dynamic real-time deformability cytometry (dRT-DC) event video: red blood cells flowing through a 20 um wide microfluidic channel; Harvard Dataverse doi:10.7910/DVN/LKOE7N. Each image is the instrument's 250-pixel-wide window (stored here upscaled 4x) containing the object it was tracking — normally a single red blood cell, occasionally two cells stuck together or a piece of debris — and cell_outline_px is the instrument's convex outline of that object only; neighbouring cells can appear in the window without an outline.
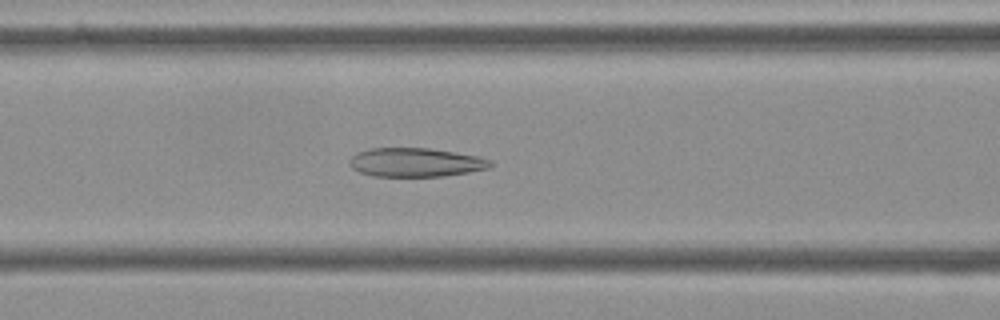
{"species": "Egyptian fruit bat (a non-hibernating species)", "species_latin": "Rousettus aegyptiacus", "temperature_condition": "cold", "stored_images_in_passage": 46, "camera_frame_rate_fps": 3000, "um_per_image_px": 0.085, "frame": {"image": 1, "passage_image": 13, "time_ms": 4.0, "image_size_px": [1000, 320], "cell_outline_px": [[496, 164], [488, 168], [468, 172], [444, 176], [372, 176], [360, 172], [352, 168], [348, 164], [348, 160], [356, 152], [372, 148], [428, 148], [480, 156], [492, 160]], "centroid_in_image_um": [35.34, 13.8], "position_along_channel_um": 131.3, "area_um2": 23.87}}
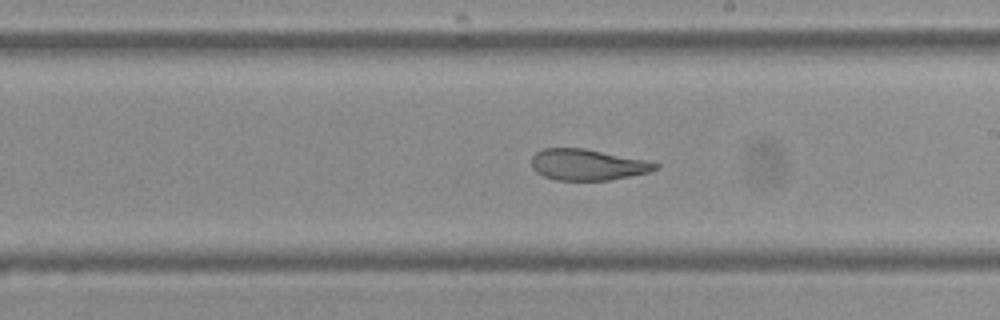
{"frame": {"image": 2, "passage_image": 22, "time_ms": 7.0, "image_size_px": [1000, 320], "cell_outline_px": [[660, 168], [648, 172], [608, 180], [556, 180], [544, 176], [536, 172], [532, 168], [532, 156], [536, 152], [544, 148], [584, 148], [648, 160], [660, 164]], "centroid_in_image_um": [49.95, 13.99], "position_along_channel_um": 239.1, "area_um2": 22.48}}
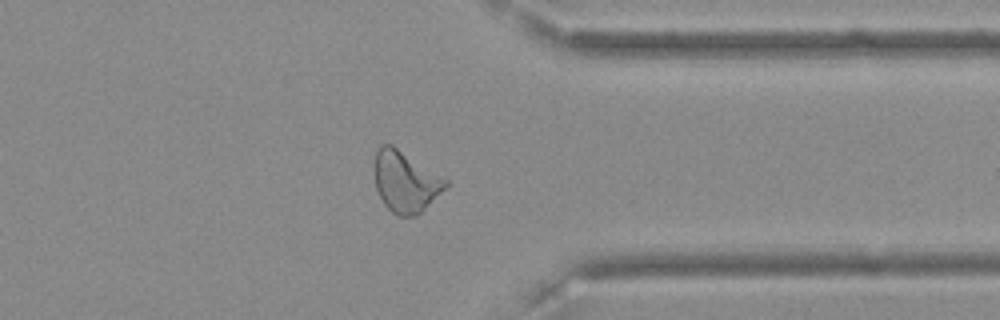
{"frame": {"image": 3, "passage_image": 34, "time_ms": 11.0, "image_size_px": [1000, 320], "cell_outline_px": [[448, 184], [416, 216], [400, 216], [392, 212], [384, 204], [376, 188], [376, 152], [380, 144], [392, 144], [448, 180]], "centroid_in_image_um": [34.45, 15.43], "position_along_channel_um": 376.9, "area_um2": 24.62}, "authors_computed_cell_mechanics": {"area_um2": 24.7962, "velocity_mm_per_s": 3.5956, "shape_relaxation_time_tau1_ms": null, "shape_relaxation_time_tau2_ms": 2.2334, "deformation_change_tau1": null, "deformation_change_tau2": 0.0971}}